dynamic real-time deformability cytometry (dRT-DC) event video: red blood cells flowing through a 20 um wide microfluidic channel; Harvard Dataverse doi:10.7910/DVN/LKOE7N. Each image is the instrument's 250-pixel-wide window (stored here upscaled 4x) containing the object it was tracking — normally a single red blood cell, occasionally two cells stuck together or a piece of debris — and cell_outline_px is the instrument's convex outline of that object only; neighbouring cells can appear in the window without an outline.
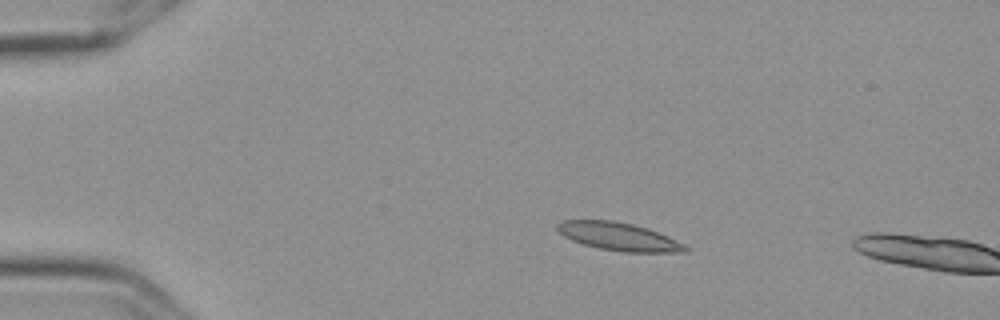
{"species": "Egyptian fruit bat (a non-hibernating species)", "species_latin": "Rousettus aegyptiacus", "temperature_condition": "cold", "stored_images_in_passage": 5, "camera_frame_rate_fps": 3000, "um_per_image_px": 0.085, "frame": {"image": 1, "passage_image": 4, "time_ms": 1.0, "image_size_px": [1000, 320], "cell_outline_px": [[692, 248], [688, 252], [624, 252], [600, 248], [584, 244], [572, 240], [564, 236], [556, 228], [556, 224], [560, 220], [612, 220], [632, 224], [648, 228], [684, 244]], "centroid_in_image_um": [52.6, 20.1], "position_along_channel_um": 32.4, "area_um2": 20.81}}